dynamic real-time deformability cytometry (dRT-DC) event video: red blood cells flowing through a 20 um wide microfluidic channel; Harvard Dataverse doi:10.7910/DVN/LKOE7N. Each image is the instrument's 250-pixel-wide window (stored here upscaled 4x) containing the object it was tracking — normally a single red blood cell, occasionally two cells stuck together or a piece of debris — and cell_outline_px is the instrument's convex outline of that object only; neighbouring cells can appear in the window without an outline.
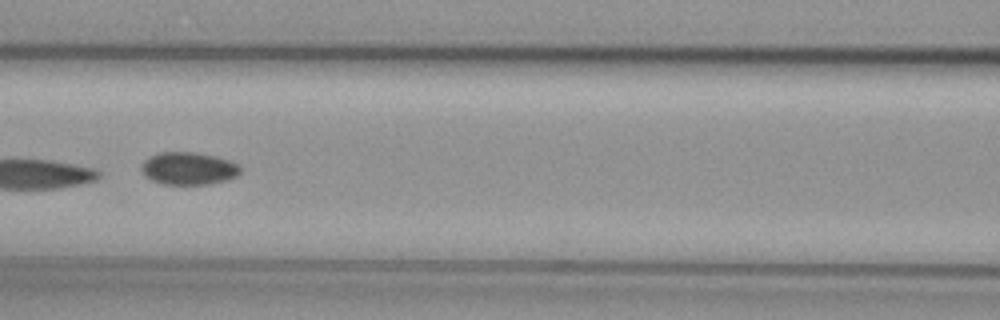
{"species": "common noctule bat (a hibernating species)", "species_latin": "Nyctalus noctula", "temperature_condition": "cold", "stored_images_in_passage": 9, "camera_frame_rate_fps": 3000, "um_per_image_px": 0.085, "animal": {"sex": "female", "body_mass_g": 29.2, "forearm_length_mm": 56.3}, "frame": {"image": 1, "passage_image": 7, "time_ms": 2.0, "image_size_px": [1000, 320], "cell_outline_px": [[240, 172], [236, 176], [228, 180], [212, 184], [160, 184], [152, 180], [140, 168], [144, 160], [148, 156], [160, 152], [196, 152], [216, 156], [240, 164]], "centroid_in_image_um": [16.05, 14.31], "position_along_channel_um": 150.6, "area_um2": 18.9}}